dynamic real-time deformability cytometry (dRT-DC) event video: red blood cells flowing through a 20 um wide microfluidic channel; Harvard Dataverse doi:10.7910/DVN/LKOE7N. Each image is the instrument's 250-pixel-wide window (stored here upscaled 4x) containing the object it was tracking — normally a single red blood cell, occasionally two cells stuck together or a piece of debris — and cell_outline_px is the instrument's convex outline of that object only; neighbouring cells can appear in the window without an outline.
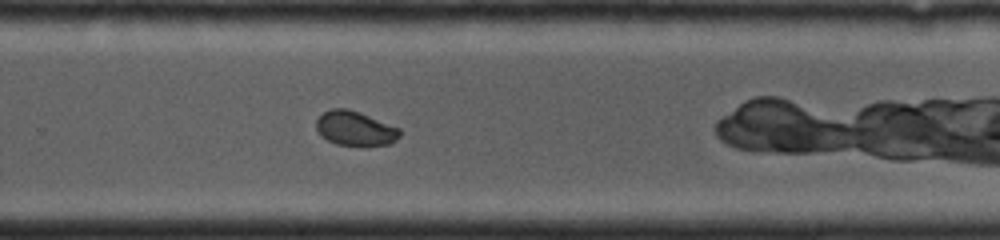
{"species": "common noctule bat (a hibernating species)", "species_latin": "Nyctalus noctula", "temperature_condition": "cold", "stored_images_in_passage": 8, "camera_frame_rate_fps": 4000, "um_per_image_px": 0.085, "animal": {"sex": "female", "body_mass_g": 19.0, "forearm_length_mm": 53.3}, "frame": {"image": 1, "passage_image": 8, "time_ms": 6.0, "image_size_px": [1000, 240], "cell_outline_px": [[400, 136], [396, 140], [388, 144], [364, 148], [336, 144], [328, 140], [316, 128], [316, 120], [324, 112], [332, 108], [348, 108], [360, 112], [400, 128]], "centroid_in_image_um": [30.22, 10.94], "position_along_channel_um": 299.6, "area_um2": 17.11}}